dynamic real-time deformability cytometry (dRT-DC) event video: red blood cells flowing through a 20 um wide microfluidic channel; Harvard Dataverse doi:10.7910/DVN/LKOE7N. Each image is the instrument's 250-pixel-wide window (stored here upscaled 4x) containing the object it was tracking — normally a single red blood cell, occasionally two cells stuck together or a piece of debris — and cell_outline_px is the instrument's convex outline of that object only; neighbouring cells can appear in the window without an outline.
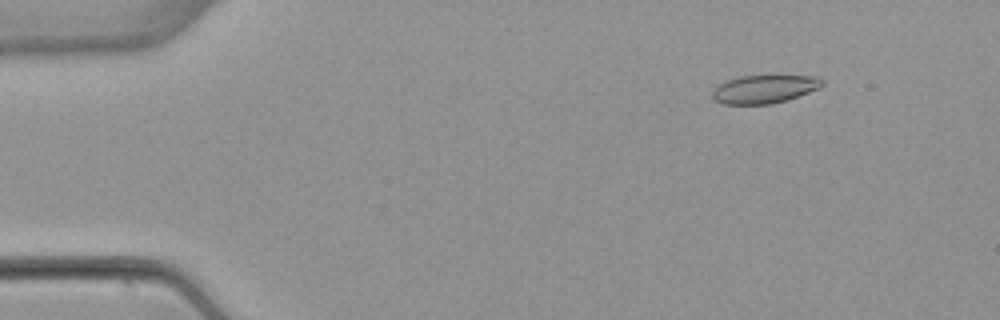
{"species": "common noctule bat (a hibernating species)", "species_latin": "Nyctalus noctula", "temperature_condition": "warm", "stored_images_in_passage": 53, "camera_frame_rate_fps": 3000, "um_per_image_px": 0.085, "animal": {"sex": "female", "body_mass_g": 22.7, "forearm_length_mm": 54.2}, "frame": {"image": 1, "passage_image": 7, "time_ms": 2.0, "image_size_px": [1000, 320], "cell_outline_px": [[824, 84], [820, 88], [788, 100], [772, 104], [724, 104], [716, 100], [712, 96], [712, 92], [724, 80], [740, 76], [776, 72], [816, 76], [824, 80]], "centroid_in_image_um": [65.06, 7.5], "position_along_channel_um": 19.9, "area_um2": 19.19}}
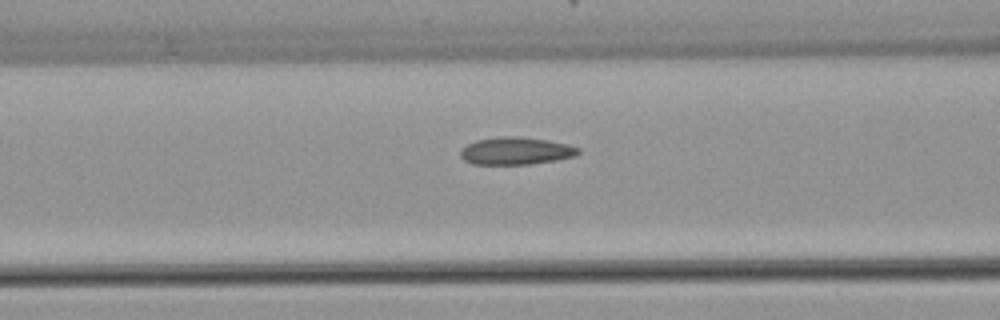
{"frame": {"image": 2, "passage_image": 22, "time_ms": 7.0, "image_size_px": [1000, 320], "cell_outline_px": [[580, 152], [576, 156], [556, 160], [528, 164], [472, 164], [464, 160], [460, 156], [460, 148], [476, 140], [504, 136], [516, 136], [548, 140], [568, 144], [580, 148]], "centroid_in_image_um": [43.85, 12.82], "position_along_channel_um": 122.8, "area_um2": 18.9}}
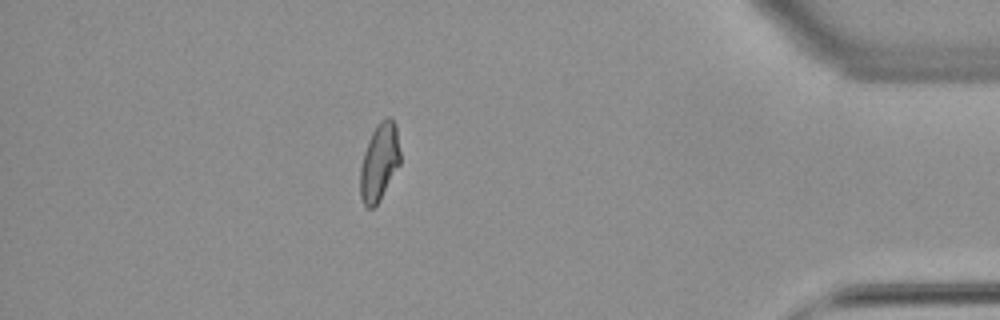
{"frame": {"image": 3, "passage_image": 47, "time_ms": 15.333, "image_size_px": [1000, 320], "cell_outline_px": [[400, 164], [380, 200], [372, 208], [368, 208], [364, 204], [360, 196], [360, 168], [364, 152], [368, 140], [376, 124], [380, 120], [388, 116], [392, 116], [396, 124], [400, 152]], "centroid_in_image_um": [32.25, 13.73], "position_along_channel_um": 402.9, "area_um2": 18.21}, "authors_computed_cell_mechanics": {"area_um2": 18.6116, "velocity_mm_per_s": 3.8933, "shape_relaxation_time_tau1_ms": null, "shape_relaxation_time_tau2_ms": 1.7363, "deformation_change_tau1": null, "deformation_change_tau2": 0.0612}}